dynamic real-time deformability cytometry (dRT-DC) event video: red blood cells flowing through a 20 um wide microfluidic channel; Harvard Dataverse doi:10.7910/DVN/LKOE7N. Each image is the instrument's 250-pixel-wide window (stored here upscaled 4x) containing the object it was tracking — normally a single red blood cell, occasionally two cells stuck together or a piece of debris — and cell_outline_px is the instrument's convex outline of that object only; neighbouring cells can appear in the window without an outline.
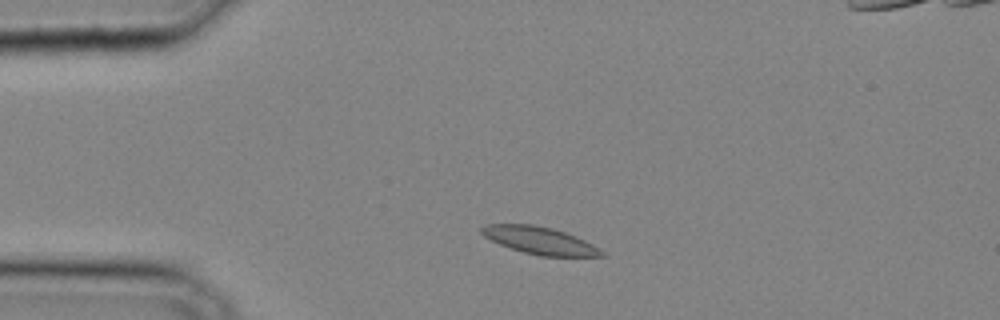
{"species": "common noctule bat (a hibernating species)", "species_latin": "Nyctalus noctula", "temperature_condition": "cold", "stored_images_in_passage": 32, "camera_frame_rate_fps": 3000, "um_per_image_px": 0.085, "animal": {"sex": "male", "body_mass_g": 20.4}, "frame": {"image": 1, "passage_image": 4, "time_ms": 1.0, "image_size_px": [1000, 320], "cell_outline_px": [[608, 256], [540, 256], [524, 252], [500, 244], [484, 236], [480, 232], [480, 228], [488, 224], [532, 224], [552, 228], [564, 232], [584, 240], [592, 244], [604, 252]], "centroid_in_image_um": [45.88, 20.44], "position_along_channel_um": 39.1, "area_um2": 18.84}}
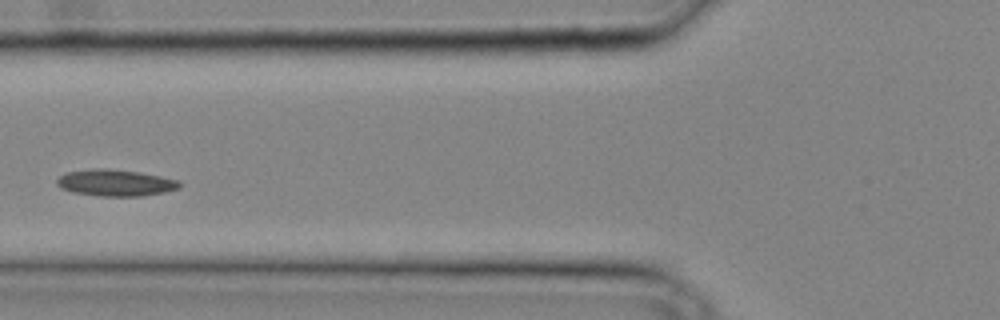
{"frame": {"image": 2, "passage_image": 10, "time_ms": 3.0, "image_size_px": [1000, 320], "cell_outline_px": [[180, 188], [164, 192], [140, 196], [100, 196], [72, 192], [60, 188], [56, 184], [56, 180], [64, 172], [96, 168], [108, 168], [136, 172], [160, 176], [176, 180], [180, 184]], "centroid_in_image_um": [9.75, 15.54], "position_along_channel_um": 116.1, "area_um2": 18.9}}
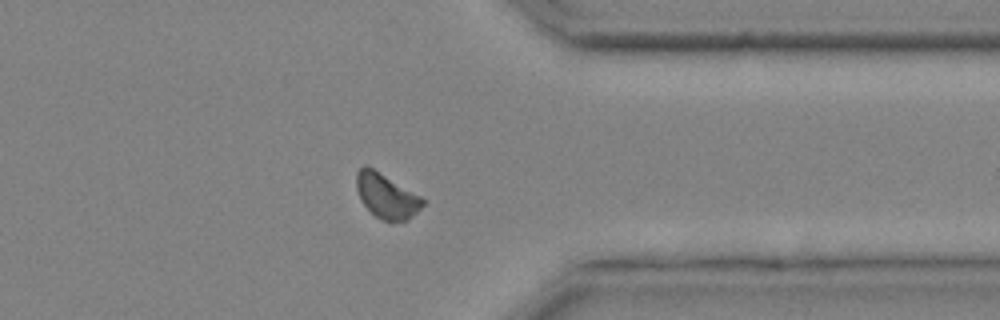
{"frame": {"image": 3, "passage_image": 25, "time_ms": 8.0, "image_size_px": [1000, 320], "cell_outline_px": [[424, 204], [408, 220], [380, 220], [360, 200], [356, 188], [356, 172], [364, 164], [372, 168], [420, 196], [424, 200]], "centroid_in_image_um": [32.81, 16.64], "position_along_channel_um": 378.6, "area_um2": 16.82}}